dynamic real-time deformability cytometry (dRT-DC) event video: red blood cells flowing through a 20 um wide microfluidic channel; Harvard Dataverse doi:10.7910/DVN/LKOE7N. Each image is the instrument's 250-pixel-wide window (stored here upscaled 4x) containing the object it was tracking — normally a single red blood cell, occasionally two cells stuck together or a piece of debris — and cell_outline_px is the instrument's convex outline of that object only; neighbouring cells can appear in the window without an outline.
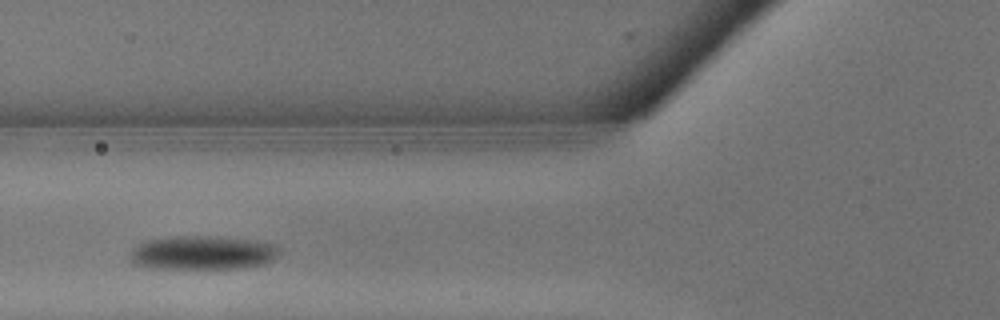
{"species": "common noctule bat (a hibernating species)", "species_latin": "Nyctalus noctula", "temperature_condition": "warm", "stored_images_in_passage": 12, "camera_frame_rate_fps": 3000, "um_per_image_px": 0.085, "animal": {"sex": "male", "body_mass_g": 13.3}, "frame": {"image": 1, "passage_image": 4, "time_ms": 1.0, "image_size_px": [1000, 320], "cell_outline_px": [[280, 248], [276, 256], [272, 260], [264, 264], [240, 268], [156, 268], [136, 264], [132, 260], [132, 248], [148, 240], [172, 236], [220, 236], [256, 240], [272, 244]], "centroid_in_image_um": [17.27, 21.47], "position_along_channel_um": 108.5, "area_um2": 29.25}}
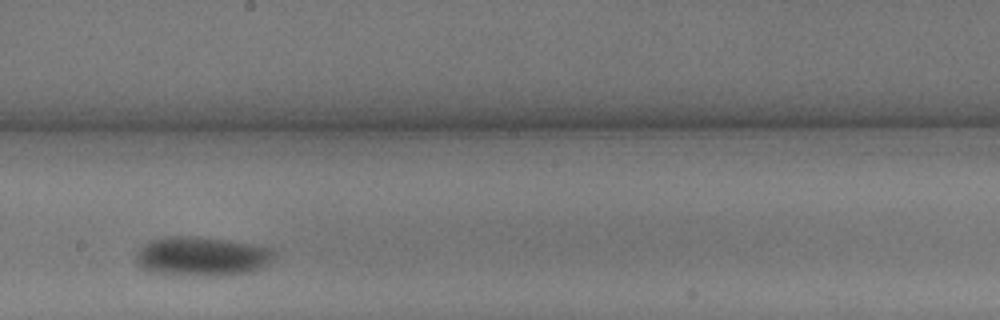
{"frame": {"image": 2, "passage_image": 9, "time_ms": 2.667, "image_size_px": [1000, 320], "cell_outline_px": [[276, 256], [268, 264], [252, 272], [208, 276], [200, 276], [148, 272], [140, 268], [136, 264], [136, 252], [144, 244], [152, 240], [168, 236], [180, 236], [224, 240], [252, 244], [272, 248], [276, 252]], "centroid_in_image_um": [17.15, 21.81], "position_along_channel_um": 231.1, "area_um2": 31.62}}
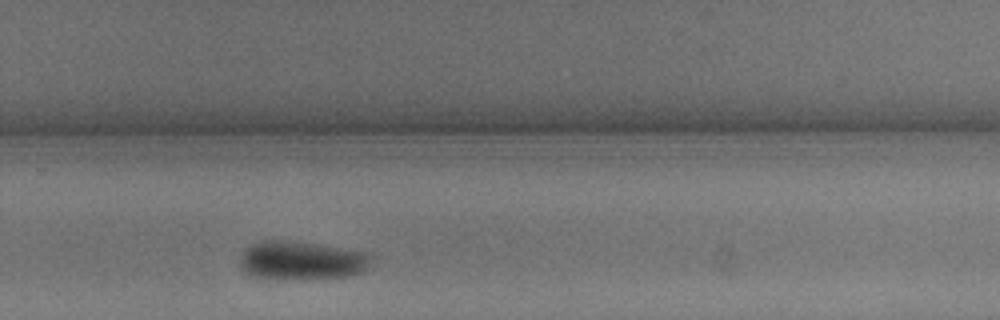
{"frame": {"image": 3, "passage_image": 12, "time_ms": 3.667, "image_size_px": [1000, 320], "cell_outline_px": [[368, 260], [364, 268], [360, 272], [348, 276], [304, 280], [256, 276], [248, 272], [244, 268], [240, 260], [240, 256], [244, 248], [260, 240], [288, 240], [316, 244], [368, 252]], "centroid_in_image_um": [25.59, 22.12], "position_along_channel_um": 304.2, "area_um2": 29.07}}